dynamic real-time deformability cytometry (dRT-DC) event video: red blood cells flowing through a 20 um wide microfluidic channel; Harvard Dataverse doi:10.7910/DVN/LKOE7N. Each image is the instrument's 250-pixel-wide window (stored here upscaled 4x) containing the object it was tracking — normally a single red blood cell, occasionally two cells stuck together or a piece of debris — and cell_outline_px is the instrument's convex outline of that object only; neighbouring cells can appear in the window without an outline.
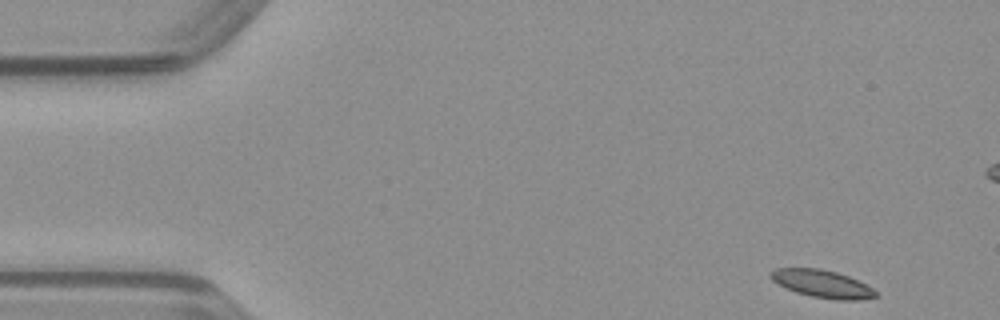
{"species": "common noctule bat (a hibernating species)", "species_latin": "Nyctalus noctula", "temperature_condition": "warm", "stored_images_in_passage": 48, "camera_frame_rate_fps": 3000, "um_per_image_px": 0.085, "animal": {"sex": "male", "body_mass_g": 23.1, "forearm_length_mm": 52.7}, "frame": {"image": 1, "passage_image": 1, "time_ms": 0.0, "image_size_px": [1000, 320], "cell_outline_px": [[876, 296], [856, 300], [836, 300], [812, 296], [796, 292], [772, 280], [768, 276], [776, 268], [820, 268], [836, 272], [848, 276], [872, 288], [876, 292]], "centroid_in_image_um": [69.87, 24.11], "position_along_channel_um": 15.1, "area_um2": 16.53}}
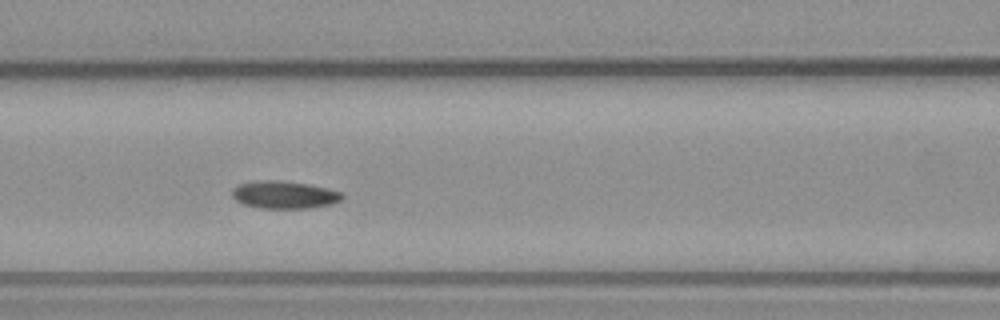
{"frame": {"image": 2, "passage_image": 18, "time_ms": 5.667, "image_size_px": [1000, 320], "cell_outline_px": [[344, 200], [332, 204], [308, 208], [260, 208], [244, 204], [236, 200], [232, 196], [232, 188], [236, 184], [264, 180], [280, 180], [308, 184], [328, 188], [340, 192], [344, 196]], "centroid_in_image_um": [24.17, 16.55], "position_along_channel_um": 142.4, "area_um2": 17.8}}
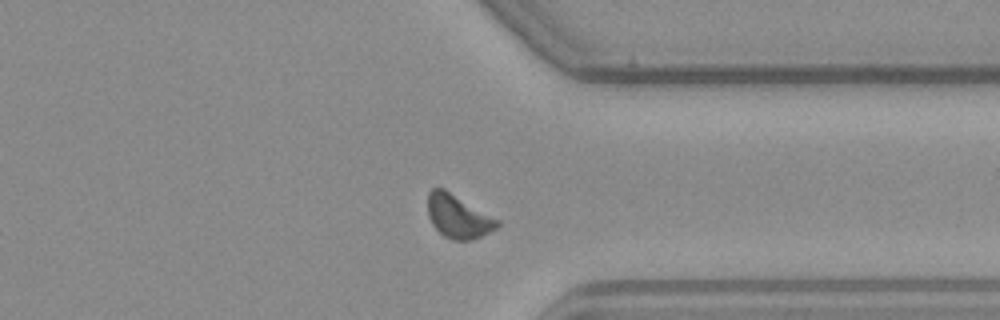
{"frame": {"image": 3, "passage_image": 35, "time_ms": 11.333, "image_size_px": [1000, 320], "cell_outline_px": [[500, 224], [496, 228], [472, 240], [452, 240], [444, 236], [432, 224], [428, 216], [428, 192], [432, 188], [444, 188], [500, 220]], "centroid_in_image_um": [38.94, 18.39], "position_along_channel_um": 372.5, "area_um2": 17.51}}